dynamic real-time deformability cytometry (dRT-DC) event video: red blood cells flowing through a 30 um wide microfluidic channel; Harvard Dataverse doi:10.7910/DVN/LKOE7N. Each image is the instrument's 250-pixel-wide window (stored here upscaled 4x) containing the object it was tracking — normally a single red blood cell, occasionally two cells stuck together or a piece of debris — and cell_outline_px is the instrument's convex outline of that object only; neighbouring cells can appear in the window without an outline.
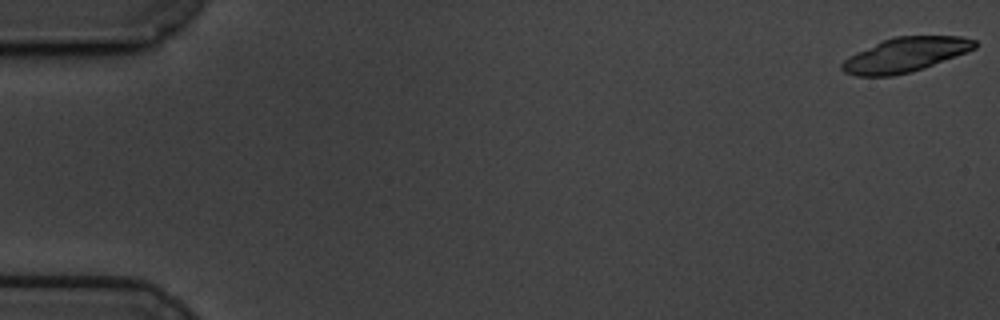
{"species": "common noctule bat (a hibernating species)", "species_latin": "Nyctalus noctula", "temperature_condition": "cold", "stored_images_in_passage": 22, "camera_frame_rate_fps": 3000, "um_per_image_px": 0.085, "animal": {"sex": "male", "body_mass_g": 19.5, "forearm_length_mm": 54.6}, "frame": {"image": 1, "passage_image": 1, "time_ms": 0.0, "image_size_px": [1000, 320], "cell_outline_px": [[976, 48], [924, 68], [892, 76], [856, 76], [844, 72], [840, 68], [840, 64], [848, 56], [856, 52], [884, 40], [896, 36], [960, 36], [976, 40]], "centroid_in_image_um": [76.92, 4.66], "position_along_channel_um": 8.1, "area_um2": 26.41}}
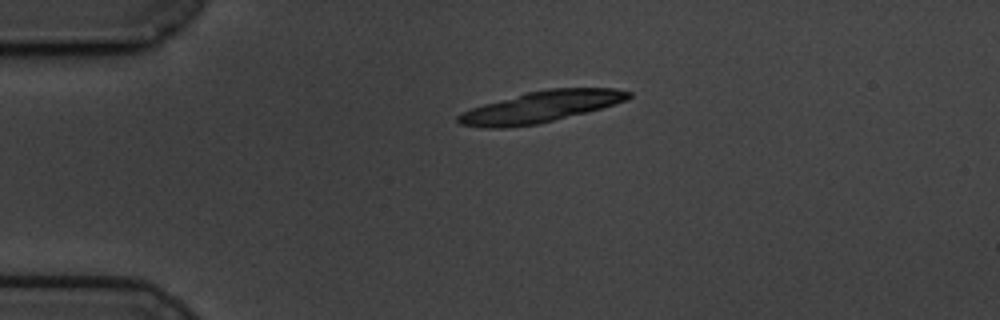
{"frame": {"image": 2, "passage_image": 14, "time_ms": 4.333, "image_size_px": [1000, 320], "cell_outline_px": [[632, 96], [628, 100], [600, 108], [536, 124], [508, 128], [484, 128], [460, 124], [456, 120], [456, 116], [460, 112], [484, 104], [524, 92], [548, 88], [616, 88], [632, 92]], "centroid_in_image_um": [45.93, 9.07], "position_along_channel_um": 39.1, "area_um2": 30.98}}